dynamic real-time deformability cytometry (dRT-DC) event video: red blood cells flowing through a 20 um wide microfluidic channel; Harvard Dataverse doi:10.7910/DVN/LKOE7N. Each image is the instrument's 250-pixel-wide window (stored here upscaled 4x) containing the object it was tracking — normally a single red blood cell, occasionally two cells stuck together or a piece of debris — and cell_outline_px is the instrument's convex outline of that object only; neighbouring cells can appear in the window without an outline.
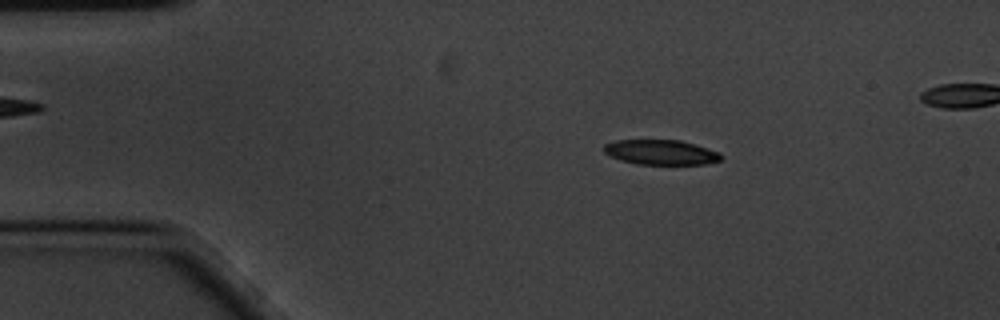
{"species": "common noctule bat (a hibernating species)", "species_latin": "Nyctalus noctula", "temperature_condition": "cold", "stored_images_in_passage": 54, "camera_frame_rate_fps": 3000, "um_per_image_px": 0.085, "animal": {"sex": "male", "body_mass_g": 20.1, "forearm_length_mm": 53.5}, "frame": {"image": 1, "passage_image": 9, "time_ms": 2.667, "image_size_px": [1000, 320], "cell_outline_px": [[724, 156], [720, 160], [704, 164], [636, 164], [620, 160], [604, 152], [604, 144], [616, 140], [680, 140], [708, 148], [720, 152]], "centroid_in_image_um": [56.19, 12.94], "position_along_channel_um": 28.8, "area_um2": 16.99}}
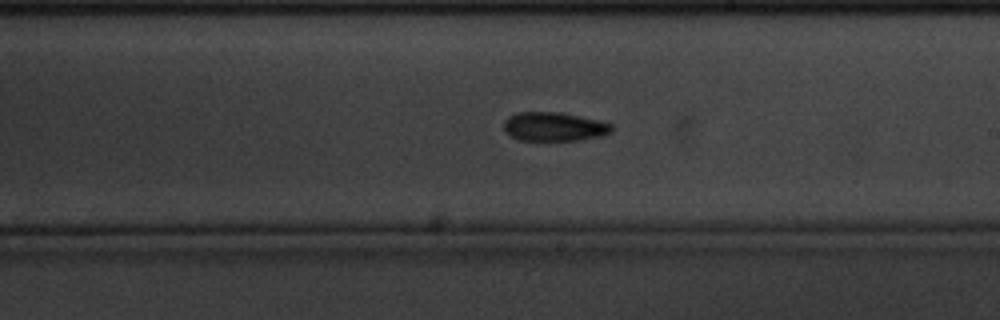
{"frame": {"image": 2, "passage_image": 32, "time_ms": 10.333, "image_size_px": [1000, 320], "cell_outline_px": [[612, 132], [604, 136], [576, 140], [520, 140], [512, 136], [504, 128], [504, 120], [508, 116], [516, 112], [560, 112], [600, 120], [612, 124]], "centroid_in_image_um": [47.13, 10.75], "position_along_channel_um": 241.9, "area_um2": 18.21}}
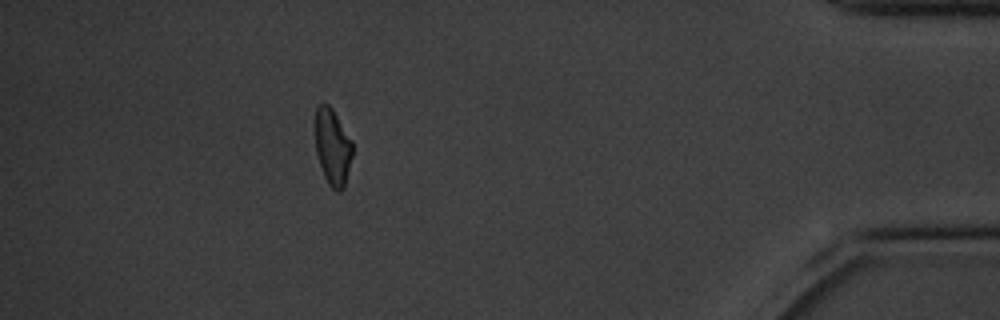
{"frame": {"image": 3, "passage_image": 51, "time_ms": 16.667, "image_size_px": [1000, 320], "cell_outline_px": [[352, 156], [344, 188], [340, 192], [336, 192], [328, 184], [324, 176], [316, 152], [316, 108], [324, 100], [332, 108], [352, 140]], "centroid_in_image_um": [28.28, 12.49], "position_along_channel_um": 406.9, "area_um2": 16.59}}